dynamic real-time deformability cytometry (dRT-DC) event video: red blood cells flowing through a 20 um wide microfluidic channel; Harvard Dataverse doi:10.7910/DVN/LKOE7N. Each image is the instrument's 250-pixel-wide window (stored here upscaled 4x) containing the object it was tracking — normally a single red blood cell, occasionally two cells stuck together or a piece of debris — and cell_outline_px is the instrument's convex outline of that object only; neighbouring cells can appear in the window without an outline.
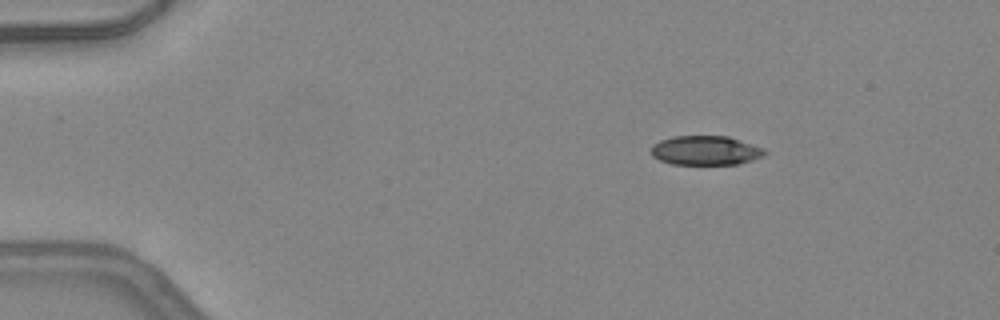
{"species": "common noctule bat (a hibernating species)", "species_latin": "Nyctalus noctula", "temperature_condition": "warm", "stored_images_in_passage": 42, "camera_frame_rate_fps": 3000, "um_per_image_px": 0.085, "animal": {"sex": "female", "body_mass_g": 24.6, "forearm_length_mm": 56.2}, "frame": {"image": 1, "passage_image": 1, "time_ms": 0.0, "image_size_px": [1000, 320], "cell_outline_px": [[768, 152], [764, 156], [740, 164], [672, 164], [660, 160], [652, 156], [652, 144], [660, 140], [672, 136], [728, 136], [764, 148]], "centroid_in_image_um": [59.99, 12.78], "position_along_channel_um": 25.0, "area_um2": 19.48}}
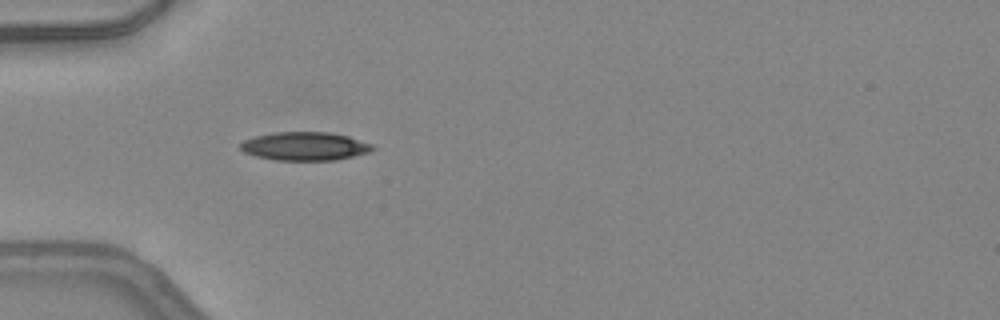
{"frame": {"image": 2, "passage_image": 9, "time_ms": 2.667, "image_size_px": [1000, 320], "cell_outline_px": [[376, 148], [372, 152], [336, 160], [276, 160], [256, 156], [244, 152], [240, 148], [240, 144], [244, 140], [256, 136], [276, 132], [328, 132], [348, 136], [372, 144]], "centroid_in_image_um": [25.95, 12.43], "position_along_channel_um": 59.0, "area_um2": 21.91}}
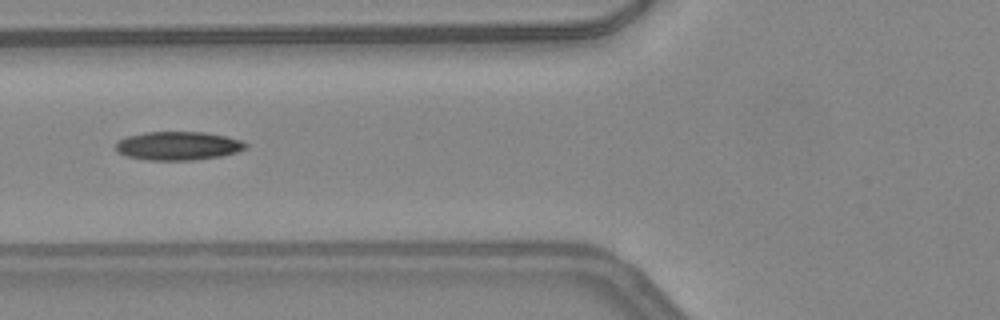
{"frame": {"image": 3, "passage_image": 13, "time_ms": 4.0, "image_size_px": [1000, 320], "cell_outline_px": [[248, 148], [236, 152], [220, 156], [192, 160], [148, 160], [128, 156], [116, 152], [116, 140], [128, 136], [144, 132], [204, 132], [224, 136], [240, 140], [248, 144]], "centroid_in_image_um": [15.12, 12.39], "position_along_channel_um": 110.7, "area_um2": 21.62}, "authors_computed_cell_mechanics": {"area_um2": 20.808, "velocity_mm_per_s": 4.2751, "shape_relaxation_time_tau1_ms": 7.2811, "shape_relaxation_time_tau2_ms": 9.0105, "deformation_change_tau1": 0.2033, "deformation_change_tau2": 0.2077}}